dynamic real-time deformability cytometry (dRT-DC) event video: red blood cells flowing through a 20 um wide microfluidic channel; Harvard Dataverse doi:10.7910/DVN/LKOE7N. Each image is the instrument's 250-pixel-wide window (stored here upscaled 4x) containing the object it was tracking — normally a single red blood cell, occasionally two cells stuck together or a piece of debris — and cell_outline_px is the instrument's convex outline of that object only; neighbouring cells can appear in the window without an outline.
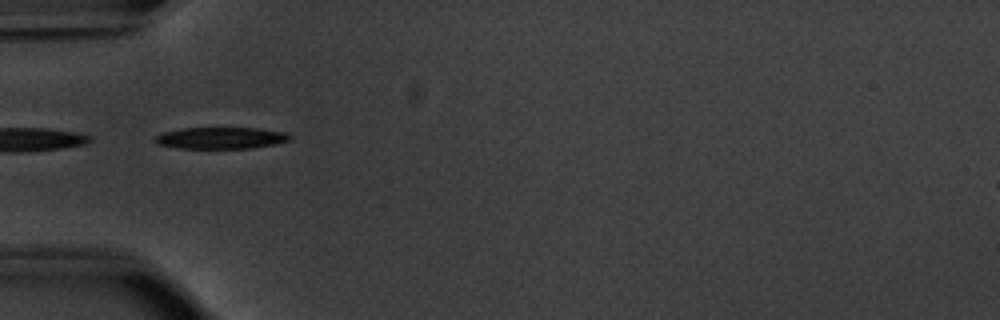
{"species": "common noctule bat (a hibernating species)", "species_latin": "Nyctalus noctula", "temperature_condition": "warm", "stored_images_in_passage": 6, "camera_frame_rate_fps": 3000, "um_per_image_px": 0.085, "animal": {"sex": "male", "body_mass_g": 20.1, "forearm_length_mm": 53.5}, "frame": {"image": 1, "passage_image": 1, "time_ms": 0.0, "image_size_px": [1000, 320], "cell_outline_px": [[292, 136], [288, 140], [276, 144], [252, 148], [180, 148], [156, 144], [152, 140], [156, 136], [164, 132], [184, 128], [256, 128], [288, 132]], "centroid_in_image_um": [18.79, 11.73], "position_along_channel_um": 66.2, "area_um2": 16.99}}
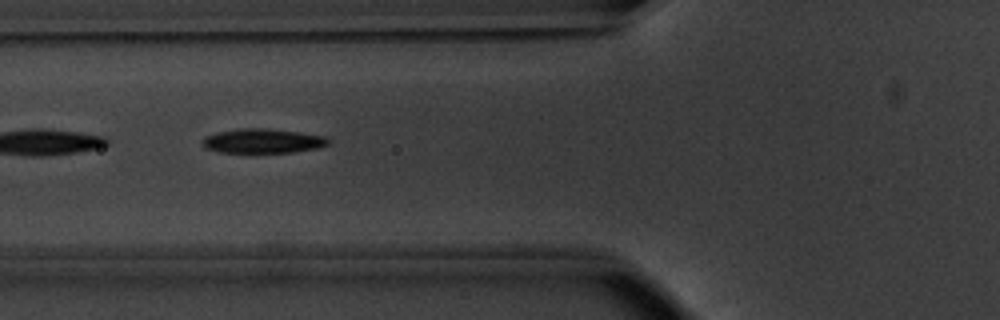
{"frame": {"image": 2, "passage_image": 4, "time_ms": 1.0, "image_size_px": [1000, 320], "cell_outline_px": [[332, 140], [328, 144], [316, 148], [292, 152], [252, 156], [216, 152], [204, 148], [200, 144], [204, 136], [220, 132], [240, 128], [268, 128], [300, 132], [328, 136]], "centroid_in_image_um": [22.29, 12.03], "position_along_channel_um": 103.5, "area_um2": 19.19}}